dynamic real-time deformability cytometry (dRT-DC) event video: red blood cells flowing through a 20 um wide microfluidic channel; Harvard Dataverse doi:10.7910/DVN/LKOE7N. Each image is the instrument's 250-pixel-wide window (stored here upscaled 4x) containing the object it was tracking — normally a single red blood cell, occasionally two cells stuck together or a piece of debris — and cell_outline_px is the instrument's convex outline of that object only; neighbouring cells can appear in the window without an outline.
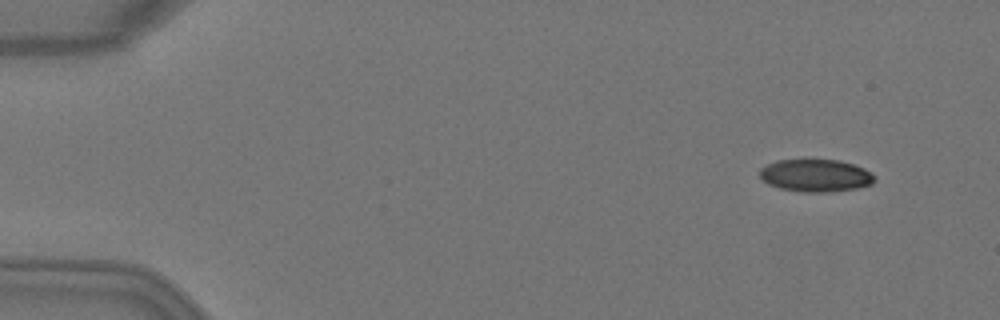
{"species": "Egyptian fruit bat (a non-hibernating species)", "species_latin": "Rousettus aegyptiacus", "temperature_condition": "warm", "stored_images_in_passage": 5, "camera_frame_rate_fps": 3000, "um_per_image_px": 0.085, "animal": {"sex": "female"}, "frame": {"image": 1, "passage_image": 2, "time_ms": 0.333, "image_size_px": [1000, 320], "cell_outline_px": [[876, 180], [872, 184], [856, 188], [832, 192], [804, 192], [780, 188], [768, 184], [760, 176], [760, 168], [776, 160], [840, 160], [864, 168], [872, 172], [876, 176]], "centroid_in_image_um": [69.37, 14.92], "position_along_channel_um": 15.6, "area_um2": 21.79}}